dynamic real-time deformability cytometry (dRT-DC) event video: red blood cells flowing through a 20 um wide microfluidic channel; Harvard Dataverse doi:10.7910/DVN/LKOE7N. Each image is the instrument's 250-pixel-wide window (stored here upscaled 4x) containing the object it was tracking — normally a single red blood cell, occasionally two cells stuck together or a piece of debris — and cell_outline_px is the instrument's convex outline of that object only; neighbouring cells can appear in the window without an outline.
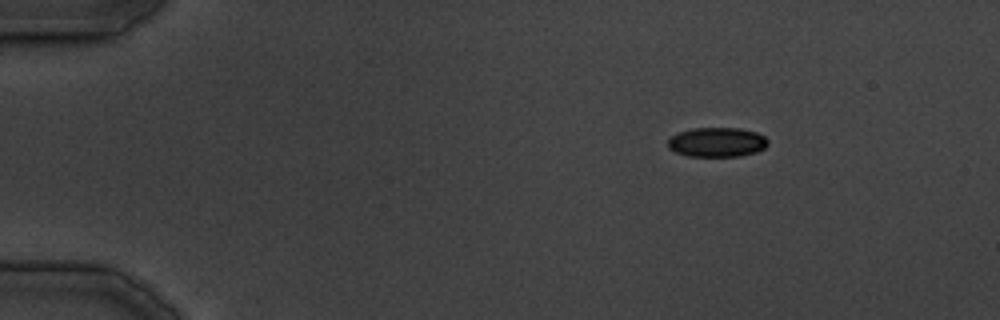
{"species": "common noctule bat (a hibernating species)", "species_latin": "Nyctalus noctula", "temperature_condition": "cold", "stored_images_in_passage": 36, "camera_frame_rate_fps": 3000, "um_per_image_px": 0.085, "animal": {"sex": "male", "body_mass_g": 19.5, "forearm_length_mm": 54.6}, "frame": {"image": 1, "passage_image": 1, "time_ms": 0.0, "image_size_px": [1000, 320], "cell_outline_px": [[768, 144], [764, 148], [756, 152], [740, 156], [688, 156], [676, 152], [668, 148], [668, 140], [672, 136], [680, 132], [692, 128], [740, 128], [756, 132], [764, 136], [768, 140]], "centroid_in_image_um": [60.96, 12.08], "position_along_channel_um": 24.0, "area_um2": 17.17}}
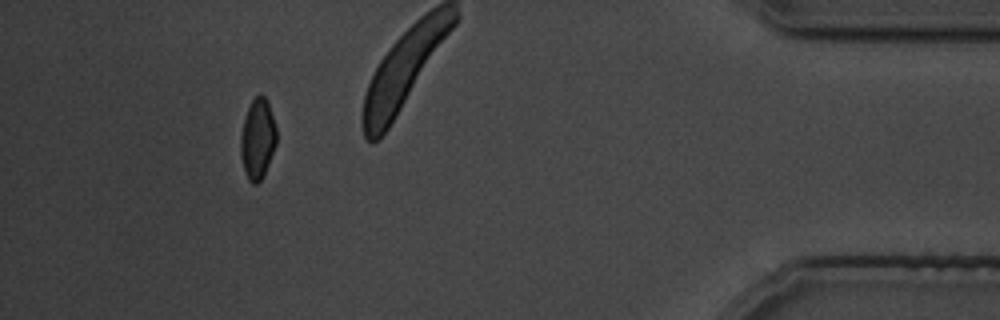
{"frame": {"image": 2, "passage_image": 33, "time_ms": 36.333, "image_size_px": [1000, 320], "cell_outline_px": [[276, 144], [268, 164], [260, 180], [256, 184], [252, 184], [248, 180], [244, 172], [240, 156], [240, 136], [244, 120], [248, 108], [252, 100], [260, 92], [268, 100], [276, 128]], "centroid_in_image_um": [21.88, 11.79], "position_along_channel_um": 413.3, "area_um2": 16.82}}